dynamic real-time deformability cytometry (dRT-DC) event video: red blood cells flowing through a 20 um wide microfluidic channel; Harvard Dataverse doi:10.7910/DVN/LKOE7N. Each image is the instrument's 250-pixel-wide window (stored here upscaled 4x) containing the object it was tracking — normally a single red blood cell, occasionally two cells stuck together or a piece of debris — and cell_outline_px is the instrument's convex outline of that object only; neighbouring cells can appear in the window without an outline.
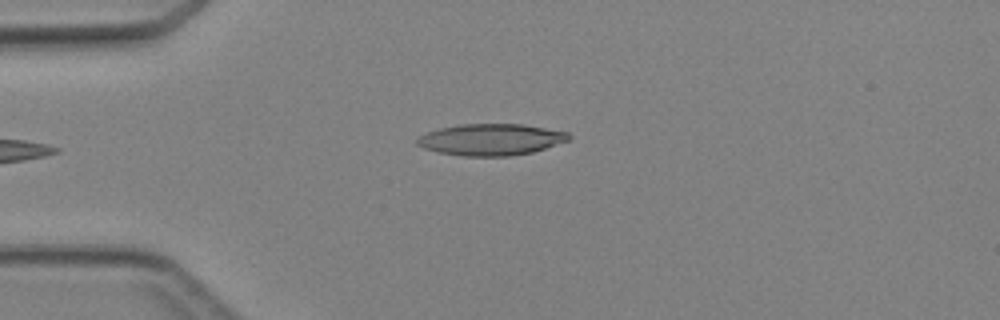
{"species": "Egyptian fruit bat (a non-hibernating species)", "species_latin": "Rousettus aegyptiacus", "temperature_condition": "cold", "stored_images_in_passage": 31, "camera_frame_rate_fps": 3000, "um_per_image_px": 0.085, "animal": {"sex": "female"}, "frame": {"image": 1, "passage_image": 1, "time_ms": 0.0, "image_size_px": [1000, 320], "cell_outline_px": [[572, 136], [568, 140], [532, 152], [508, 156], [460, 156], [440, 152], [424, 148], [416, 144], [416, 140], [420, 136], [428, 132], [440, 128], [460, 124], [524, 124], [568, 132]], "centroid_in_image_um": [41.73, 11.86], "position_along_channel_um": 43.3, "area_um2": 27.69}}
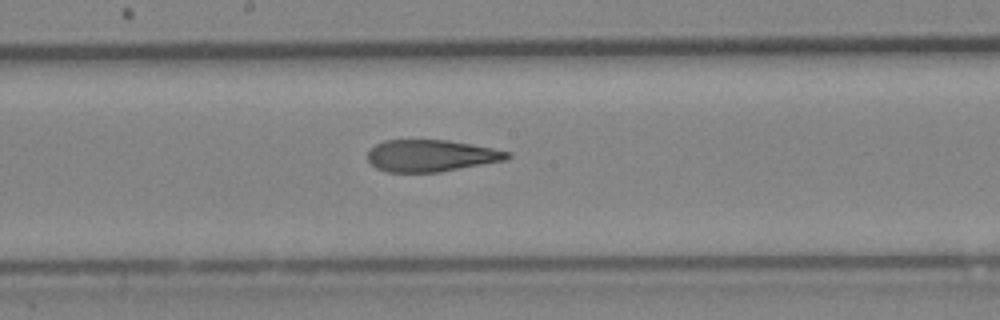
{"frame": {"image": 2, "passage_image": 14, "time_ms": 4.333, "image_size_px": [1000, 320], "cell_outline_px": [[512, 156], [508, 160], [440, 172], [388, 172], [376, 168], [368, 160], [368, 148], [384, 140], [448, 140], [472, 144], [512, 152]], "centroid_in_image_um": [36.67, 13.23], "position_along_channel_um": 211.5, "area_um2": 26.18}}
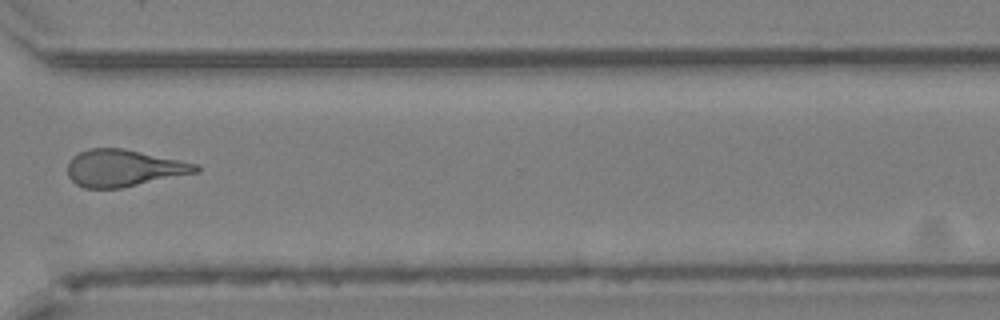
{"frame": {"image": 3, "passage_image": 24, "time_ms": 7.667, "image_size_px": [1000, 320], "cell_outline_px": [[200, 172], [120, 188], [84, 188], [76, 184], [68, 176], [68, 160], [72, 156], [88, 148], [124, 148], [180, 160], [196, 164], [200, 168]], "centroid_in_image_um": [10.5, 14.28], "position_along_channel_um": 360.1, "area_um2": 27.63}}